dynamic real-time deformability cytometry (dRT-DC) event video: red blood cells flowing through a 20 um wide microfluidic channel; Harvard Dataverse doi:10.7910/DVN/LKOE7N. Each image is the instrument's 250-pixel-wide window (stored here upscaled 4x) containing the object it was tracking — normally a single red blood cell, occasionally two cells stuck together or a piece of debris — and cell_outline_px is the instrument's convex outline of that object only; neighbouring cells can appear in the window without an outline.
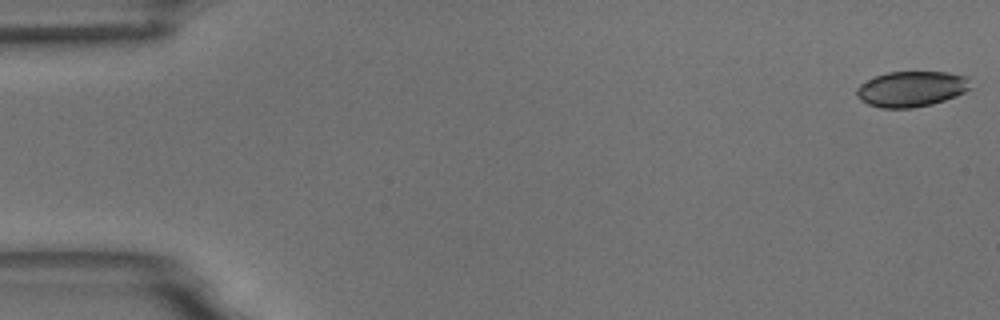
{"species": "common noctule bat (a hibernating species)", "species_latin": "Nyctalus noctula", "temperature_condition": "room temperature", "stored_images_in_passage": 54, "camera_frame_rate_fps": 3000, "um_per_image_px": 0.085, "animal": {"sex": "male", "body_mass_g": 18.8}, "frame": {"image": 1, "passage_image": 1, "time_ms": 0.0, "image_size_px": [1000, 320], "cell_outline_px": [[972, 88], [956, 96], [932, 104], [912, 108], [880, 108], [868, 104], [860, 100], [856, 96], [856, 88], [860, 84], [876, 76], [888, 72], [948, 72], [968, 76]], "centroid_in_image_um": [77.48, 7.56], "position_along_channel_um": 7.5, "area_um2": 23.76}}
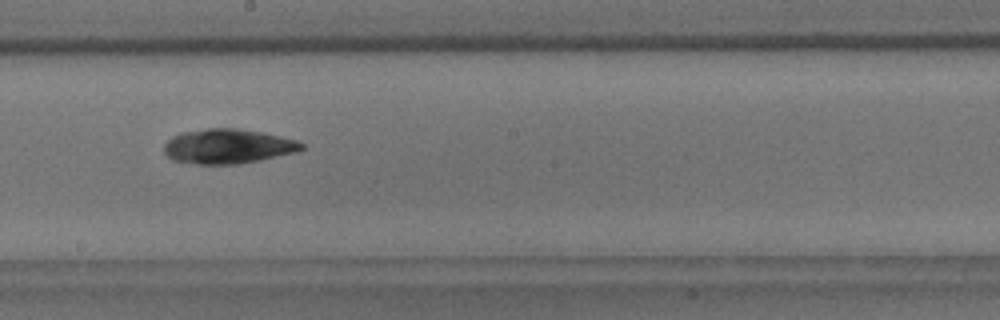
{"frame": {"image": 2, "passage_image": 30, "time_ms": 9.667, "image_size_px": [1000, 320], "cell_outline_px": [[304, 148], [296, 152], [260, 160], [236, 164], [196, 164], [172, 160], [164, 152], [164, 144], [172, 136], [180, 132], [208, 128], [236, 128], [264, 132], [296, 140], [304, 144]], "centroid_in_image_um": [19.35, 12.43], "position_along_channel_um": 228.8, "area_um2": 27.86}}
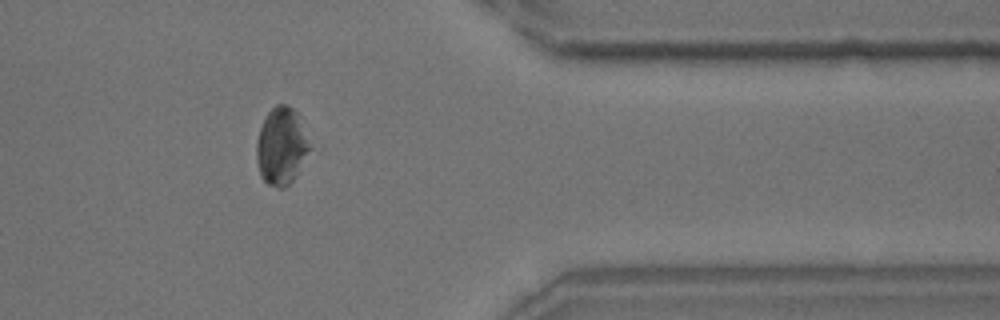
{"frame": {"image": 3, "passage_image": 44, "time_ms": 14.333, "image_size_px": [1000, 320], "cell_outline_px": [[312, 148], [296, 176], [284, 188], [276, 188], [268, 184], [260, 176], [256, 160], [256, 140], [260, 128], [268, 112], [276, 104], [284, 104], [292, 108], [300, 116], [312, 144]], "centroid_in_image_um": [23.95, 12.43], "position_along_channel_um": 387.5, "area_um2": 24.45}, "authors_computed_cell_mechanics": {"area_um2": 26.3857, "velocity_mm_per_s": 3.7513, "shape_relaxation_time_tau1_ms": 5.5484, "shape_relaxation_time_tau2_ms": 9.7769, "deformation_change_tau1": 0.1197, "deformation_change_tau2": 0.1597}}